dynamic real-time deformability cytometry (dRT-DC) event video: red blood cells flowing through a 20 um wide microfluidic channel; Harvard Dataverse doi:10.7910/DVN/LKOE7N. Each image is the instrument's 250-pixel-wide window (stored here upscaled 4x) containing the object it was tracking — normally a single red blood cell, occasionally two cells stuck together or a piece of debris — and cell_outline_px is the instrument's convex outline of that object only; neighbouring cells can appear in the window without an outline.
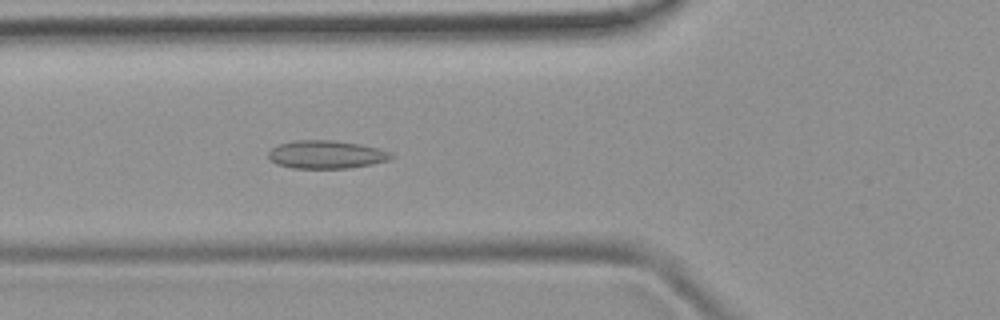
{"species": "common noctule bat (a hibernating species)", "species_latin": "Nyctalus noctula", "temperature_condition": "room temperature", "stored_images_in_passage": 52, "camera_frame_rate_fps": 3000, "um_per_image_px": 0.085, "animal": {"sex": "female", "body_mass_g": 19.9}, "frame": {"image": 1, "passage_image": 19, "time_ms": 6.0, "image_size_px": [1000, 320], "cell_outline_px": [[396, 156], [388, 160], [372, 164], [348, 168], [292, 168], [276, 164], [268, 160], [268, 152], [272, 148], [280, 144], [296, 140], [332, 140], [360, 144], [380, 148], [392, 152]], "centroid_in_image_um": [27.75, 13.13], "position_along_channel_um": 98.1, "area_um2": 20.29}}
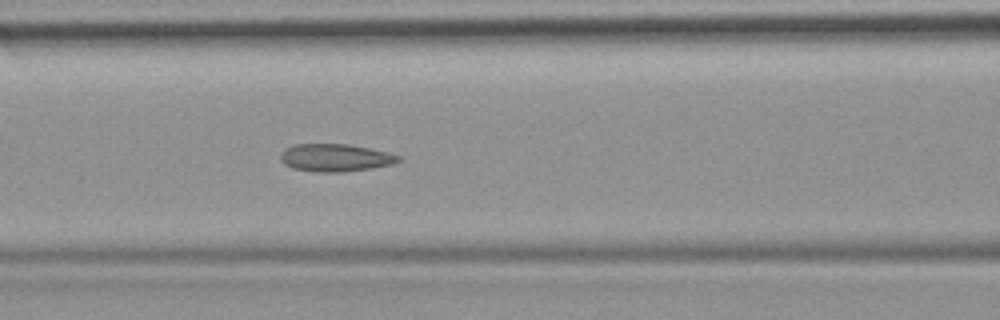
{"frame": {"image": 2, "passage_image": 22, "time_ms": 7.0, "image_size_px": [1000, 320], "cell_outline_px": [[400, 160], [392, 164], [372, 168], [344, 172], [316, 172], [292, 168], [284, 164], [280, 160], [280, 152], [284, 148], [296, 144], [348, 144], [388, 152], [400, 156]], "centroid_in_image_um": [28.46, 13.41], "position_along_channel_um": 138.1, "area_um2": 19.07}}
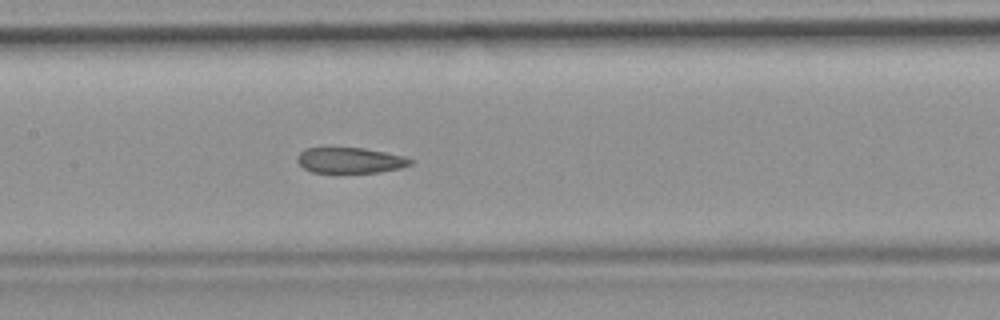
{"frame": {"image": 3, "passage_image": 25, "time_ms": 8.0, "image_size_px": [1000, 320], "cell_outline_px": [[416, 160], [412, 164], [400, 168], [380, 172], [312, 172], [304, 168], [296, 160], [296, 156], [304, 148], [324, 144], [364, 148], [404, 156]], "centroid_in_image_um": [29.69, 13.57], "position_along_channel_um": 177.7, "area_um2": 17.74}, "authors_computed_cell_mechanics": {"area_um2": 19.1896, "velocity_mm_per_s": 3.9817, "shape_relaxation_time_tau1_ms": null, "shape_relaxation_time_tau2_ms": 1.4631, "deformation_change_tau1": null, "deformation_change_tau2": 0.0682}}